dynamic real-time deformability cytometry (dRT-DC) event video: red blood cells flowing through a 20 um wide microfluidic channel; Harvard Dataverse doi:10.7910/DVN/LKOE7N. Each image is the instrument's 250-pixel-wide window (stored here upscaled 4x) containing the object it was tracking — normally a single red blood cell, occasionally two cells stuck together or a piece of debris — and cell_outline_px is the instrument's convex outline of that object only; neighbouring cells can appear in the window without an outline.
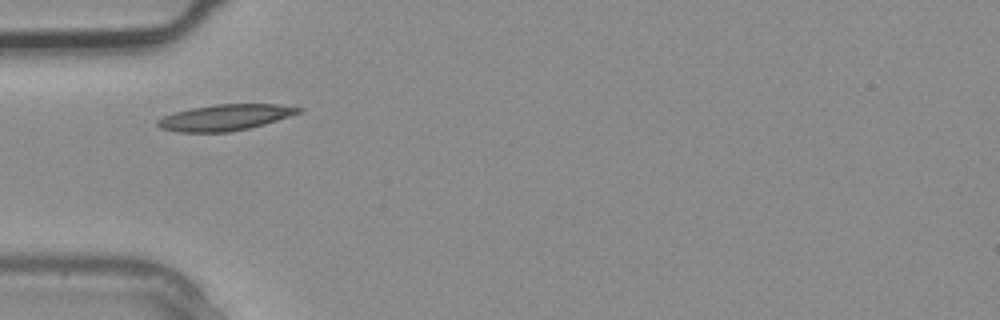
{"species": "common noctule bat (a hibernating species)", "species_latin": "Nyctalus noctula", "temperature_condition": "warm", "stored_images_in_passage": 1, "camera_frame_rate_fps": 3000, "um_per_image_px": 0.085, "animal": {"sex": "male", "body_mass_g": 20.4}, "frame": {"image": 1, "passage_image": 1, "time_ms": 0.0, "image_size_px": [1000, 320], "cell_outline_px": [[304, 112], [264, 124], [248, 128], [228, 132], [180, 132], [160, 128], [156, 124], [156, 120], [164, 116], [176, 112], [192, 108], [216, 104], [280, 104], [304, 108]], "centroid_in_image_um": [19.18, 9.98], "position_along_channel_um": 65.8, "area_um2": 21.39}}